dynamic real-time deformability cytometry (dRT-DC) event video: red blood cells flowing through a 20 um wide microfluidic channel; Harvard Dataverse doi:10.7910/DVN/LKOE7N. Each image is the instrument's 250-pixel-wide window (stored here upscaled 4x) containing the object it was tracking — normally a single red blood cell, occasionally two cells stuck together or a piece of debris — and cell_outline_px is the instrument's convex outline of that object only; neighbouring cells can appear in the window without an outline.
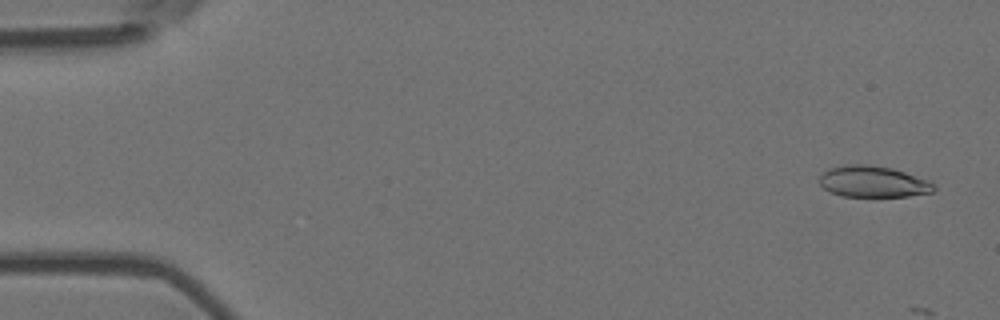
{"species": "Egyptian fruit bat (a non-hibernating species)", "species_latin": "Rousettus aegyptiacus", "temperature_condition": "room temperature", "stored_images_in_passage": 5, "camera_frame_rate_fps": 3000, "um_per_image_px": 0.085, "animal": {"sex": "female"}, "frame": {"image": 1, "passage_image": 1, "time_ms": 0.0, "image_size_px": [1000, 320], "cell_outline_px": [[936, 188], [932, 192], [908, 196], [840, 196], [828, 192], [820, 184], [820, 176], [828, 168], [844, 164], [868, 164], [892, 168], [928, 180]], "centroid_in_image_um": [74.16, 15.43], "position_along_channel_um": 10.8, "area_um2": 20.87}}